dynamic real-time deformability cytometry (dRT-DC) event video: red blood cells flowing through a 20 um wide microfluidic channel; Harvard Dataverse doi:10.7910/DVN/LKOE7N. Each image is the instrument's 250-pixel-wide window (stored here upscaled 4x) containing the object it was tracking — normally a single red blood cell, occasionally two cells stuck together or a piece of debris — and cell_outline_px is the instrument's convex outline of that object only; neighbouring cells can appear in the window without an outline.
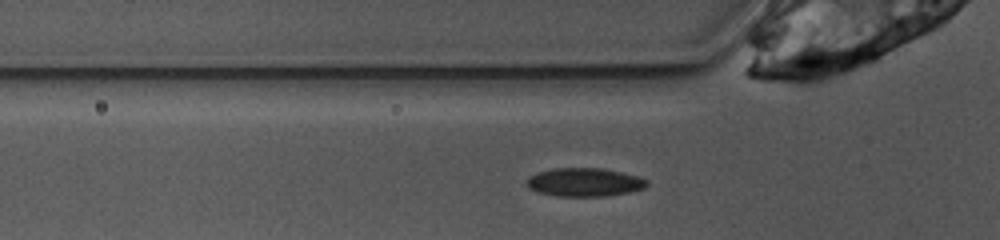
{"species": "common noctule bat (a hibernating species)", "species_latin": "Nyctalus noctula", "temperature_condition": "warm", "stored_images_in_passage": 25, "camera_frame_rate_fps": 3000, "um_per_image_px": 0.085, "animal": {"sex": "female", "body_mass_g": 10.0, "forearm_length_mm": 53.1}, "frame": {"image": 1, "passage_image": 2, "time_ms": 0.333, "image_size_px": [1000, 240], "cell_outline_px": [[648, 184], [644, 188], [632, 192], [604, 196], [556, 196], [536, 192], [528, 188], [524, 184], [528, 176], [536, 172], [552, 168], [600, 168], [620, 172], [636, 176], [648, 180]], "centroid_in_image_um": [49.61, 15.49], "position_along_channel_um": 76.2, "area_um2": 20.17}}
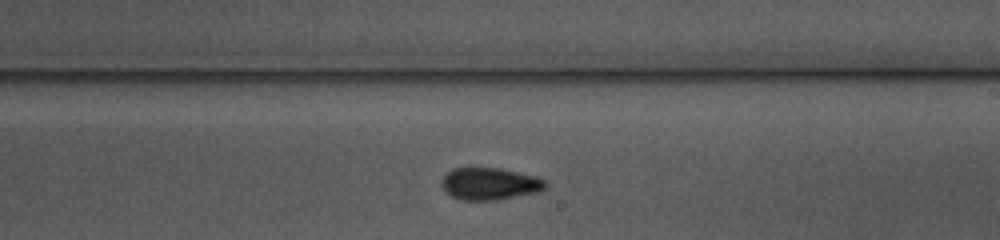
{"frame": {"image": 2, "passage_image": 15, "time_ms": 4.667, "image_size_px": [1000, 240], "cell_outline_px": [[548, 184], [540, 192], [496, 200], [460, 200], [444, 192], [440, 184], [440, 180], [452, 168], [500, 168], [536, 176], [544, 180]], "centroid_in_image_um": [41.6, 15.63], "position_along_channel_um": 247.4, "area_um2": 19.65}}
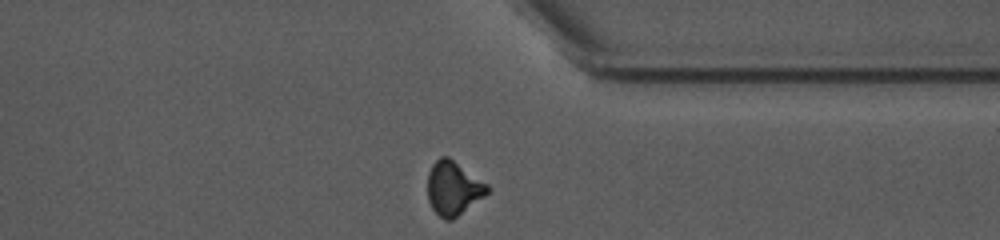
{"frame": {"image": 3, "passage_image": 25, "time_ms": 8.0, "image_size_px": [1000, 240], "cell_outline_px": [[488, 192], [484, 196], [452, 220], [444, 220], [432, 208], [428, 200], [428, 172], [432, 164], [440, 156], [448, 156], [488, 184]], "centroid_in_image_um": [38.51, 15.98], "position_along_channel_um": 372.9, "area_um2": 18.61}, "authors_computed_cell_mechanics": {"area_um2": 19.4786, "velocity_mm_per_s": 3.9256, "shape_relaxation_time_tau1_ms": 8.3975, "shape_relaxation_time_tau2_ms": 2.6513, "deformation_change_tau1": 0.1796, "deformation_change_tau2": 0.068}}